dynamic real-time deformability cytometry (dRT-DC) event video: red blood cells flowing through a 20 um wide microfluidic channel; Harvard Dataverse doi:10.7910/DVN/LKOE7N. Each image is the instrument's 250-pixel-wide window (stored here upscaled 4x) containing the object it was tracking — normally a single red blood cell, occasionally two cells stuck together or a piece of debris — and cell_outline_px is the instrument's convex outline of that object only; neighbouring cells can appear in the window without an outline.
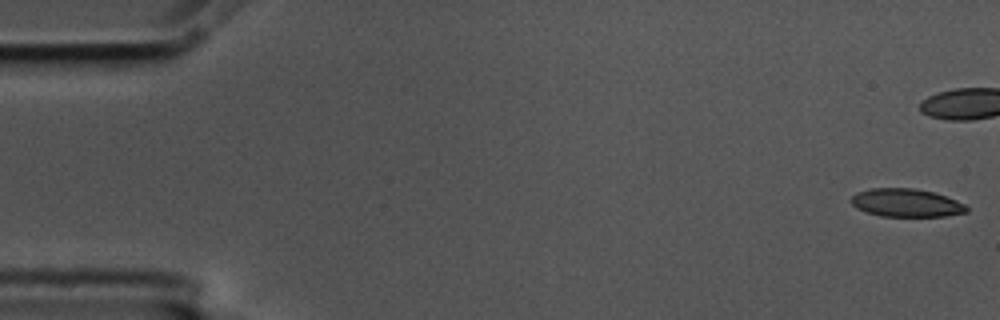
{"species": "common noctule bat (a hibernating species)", "species_latin": "Nyctalus noctula", "temperature_condition": "cold", "stored_images_in_passage": 44, "camera_frame_rate_fps": 3000, "um_per_image_px": 0.085, "animal": {"sex": "male", "body_mass_g": 17.5, "forearm_length_mm": 52.3}, "frame": {"image": 1, "passage_image": 1, "time_ms": 0.0, "image_size_px": [1000, 320], "cell_outline_px": [[968, 212], [944, 216], [880, 216], [864, 212], [856, 208], [848, 200], [856, 192], [872, 188], [912, 188], [932, 192], [956, 200], [964, 204], [968, 208]], "centroid_in_image_um": [76.97, 17.24], "position_along_channel_um": 8.0, "area_um2": 18.96}}
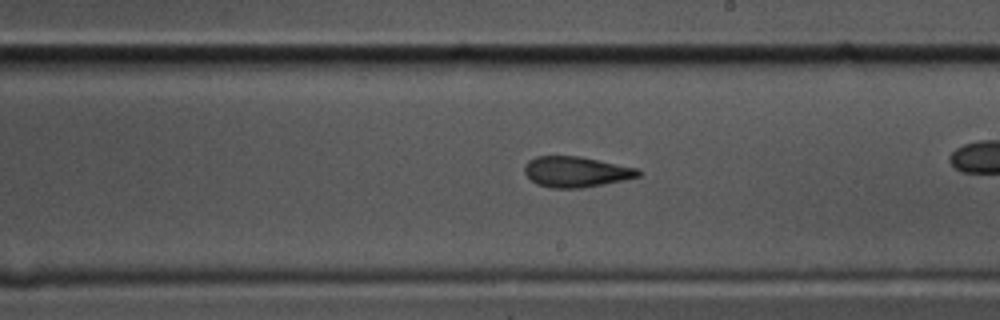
{"frame": {"image": 2, "passage_image": 32, "time_ms": 10.333, "image_size_px": [1000, 320], "cell_outline_px": [[644, 172], [640, 176], [580, 188], [552, 188], [536, 184], [524, 172], [524, 164], [528, 160], [536, 156], [580, 156], [640, 168]], "centroid_in_image_um": [48.97, 14.58], "position_along_channel_um": 240.0, "area_um2": 20.35}}
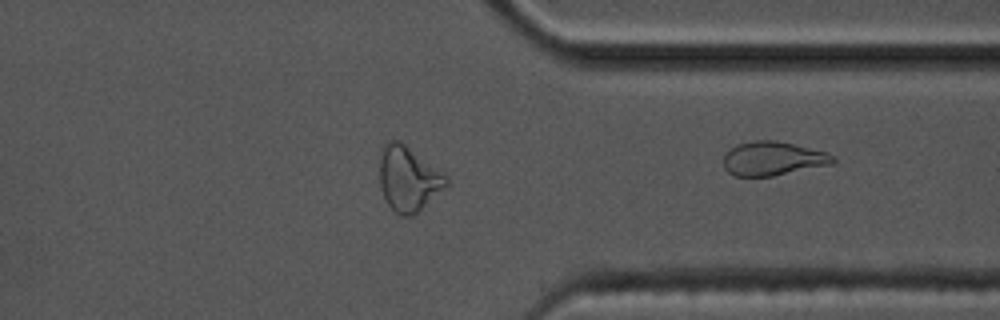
{"frame": {"image": 3, "passage_image": 44, "time_ms": 14.333, "image_size_px": [1000, 320], "cell_outline_px": [[836, 160], [832, 164], [772, 176], [736, 176], [728, 172], [724, 168], [724, 152], [736, 144], [756, 140], [776, 140], [828, 152]], "centroid_in_image_um": [65.67, 13.47], "position_along_channel_um": 345.7, "area_um2": 21.68}}